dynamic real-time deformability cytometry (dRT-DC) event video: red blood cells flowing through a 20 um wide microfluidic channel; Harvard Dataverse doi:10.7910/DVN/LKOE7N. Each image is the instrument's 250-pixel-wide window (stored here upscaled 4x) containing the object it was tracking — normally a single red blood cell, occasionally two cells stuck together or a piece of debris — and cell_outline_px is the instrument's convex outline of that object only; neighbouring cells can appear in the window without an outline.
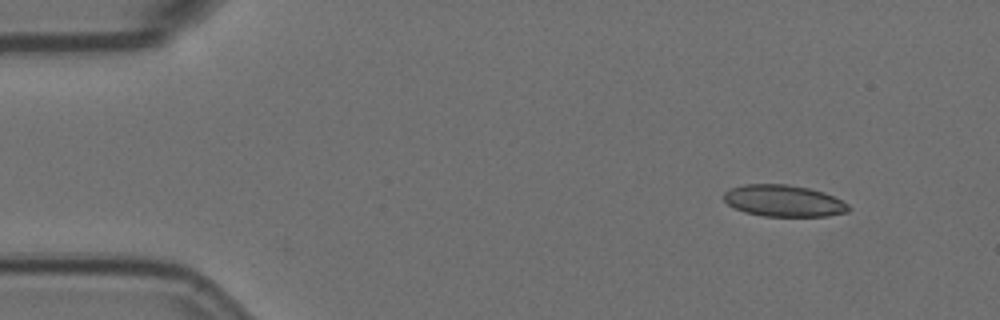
{"species": "Egyptian fruit bat (a non-hibernating species)", "species_latin": "Rousettus aegyptiacus", "temperature_condition": "room temperature", "stored_images_in_passage": 5, "camera_frame_rate_fps": 3000, "um_per_image_px": 0.085, "animal": {"sex": "female"}, "frame": {"image": 1, "passage_image": 1, "time_ms": 0.0, "image_size_px": [1000, 320], "cell_outline_px": [[852, 208], [848, 212], [828, 216], [764, 216], [744, 212], [728, 204], [724, 200], [724, 192], [732, 188], [744, 184], [788, 184], [808, 188], [824, 192], [848, 204]], "centroid_in_image_um": [66.63, 17.07], "position_along_channel_um": 18.4, "area_um2": 22.95}}